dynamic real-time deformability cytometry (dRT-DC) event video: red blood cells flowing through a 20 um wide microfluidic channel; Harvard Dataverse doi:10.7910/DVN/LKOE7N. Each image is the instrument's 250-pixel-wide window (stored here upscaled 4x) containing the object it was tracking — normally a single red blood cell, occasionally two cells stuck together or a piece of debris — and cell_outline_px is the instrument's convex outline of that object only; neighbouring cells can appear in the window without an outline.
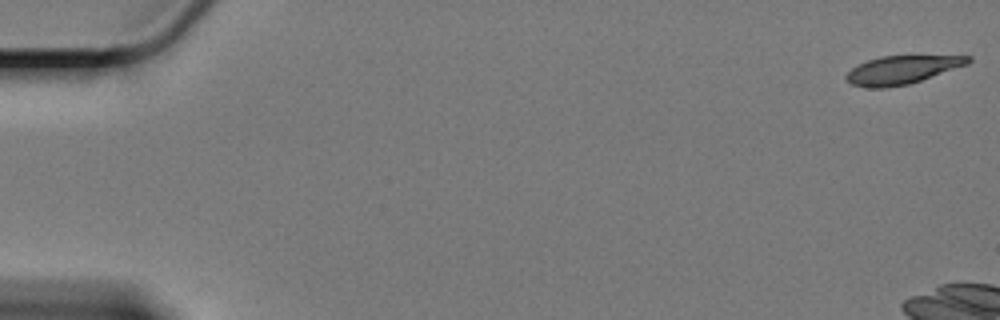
{"species": "Egyptian fruit bat (a non-hibernating species)", "species_latin": "Rousettus aegyptiacus", "temperature_condition": "cold", "stored_images_in_passage": 19, "camera_frame_rate_fps": 3000, "um_per_image_px": 0.085, "animal": {"sex": "female"}, "frame": {"image": 1, "passage_image": 1, "time_ms": 0.0, "image_size_px": [1000, 320], "cell_outline_px": [[972, 60], [968, 64], [908, 84], [884, 88], [868, 88], [852, 84], [844, 80], [844, 76], [852, 68], [868, 60], [880, 56], [972, 56]], "centroid_in_image_um": [76.63, 5.94], "position_along_channel_um": 8.4, "area_um2": 19.83}}